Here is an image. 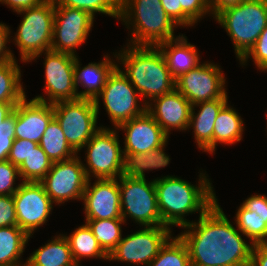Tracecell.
<instances>
[{
  "instance_id": "6da1fadb",
  "label": "cell",
  "mask_w": 267,
  "mask_h": 266,
  "mask_svg": "<svg viewBox=\"0 0 267 266\" xmlns=\"http://www.w3.org/2000/svg\"><path fill=\"white\" fill-rule=\"evenodd\" d=\"M178 235L186 244L191 266H250L253 244H247L230 223L217 201L198 223Z\"/></svg>"
},
{
  "instance_id": "7a4b0ae2",
  "label": "cell",
  "mask_w": 267,
  "mask_h": 266,
  "mask_svg": "<svg viewBox=\"0 0 267 266\" xmlns=\"http://www.w3.org/2000/svg\"><path fill=\"white\" fill-rule=\"evenodd\" d=\"M158 210L164 226L184 227L188 222L184 215L200 211L203 215L216 201L211 183L200 175L199 186L174 176L155 179Z\"/></svg>"
},
{
  "instance_id": "3957f363",
  "label": "cell",
  "mask_w": 267,
  "mask_h": 266,
  "mask_svg": "<svg viewBox=\"0 0 267 266\" xmlns=\"http://www.w3.org/2000/svg\"><path fill=\"white\" fill-rule=\"evenodd\" d=\"M125 66L122 73L140 94L155 99L175 89V79L167 67L165 58L157 46H132L118 54ZM150 97V98H149Z\"/></svg>"
},
{
  "instance_id": "277c9868",
  "label": "cell",
  "mask_w": 267,
  "mask_h": 266,
  "mask_svg": "<svg viewBox=\"0 0 267 266\" xmlns=\"http://www.w3.org/2000/svg\"><path fill=\"white\" fill-rule=\"evenodd\" d=\"M132 16L134 20L131 21ZM119 18L125 24L134 22L131 38L134 46H157L175 39L176 24L167 15L160 0H121Z\"/></svg>"
},
{
  "instance_id": "5b68a950",
  "label": "cell",
  "mask_w": 267,
  "mask_h": 266,
  "mask_svg": "<svg viewBox=\"0 0 267 266\" xmlns=\"http://www.w3.org/2000/svg\"><path fill=\"white\" fill-rule=\"evenodd\" d=\"M231 37L239 60L267 27V0H243L214 17Z\"/></svg>"
},
{
  "instance_id": "8992f818",
  "label": "cell",
  "mask_w": 267,
  "mask_h": 266,
  "mask_svg": "<svg viewBox=\"0 0 267 266\" xmlns=\"http://www.w3.org/2000/svg\"><path fill=\"white\" fill-rule=\"evenodd\" d=\"M17 13L25 14L13 40L20 49L22 61L29 62L42 52L51 50L55 1L45 0L36 7Z\"/></svg>"
},
{
  "instance_id": "52a82bcc",
  "label": "cell",
  "mask_w": 267,
  "mask_h": 266,
  "mask_svg": "<svg viewBox=\"0 0 267 266\" xmlns=\"http://www.w3.org/2000/svg\"><path fill=\"white\" fill-rule=\"evenodd\" d=\"M122 219L127 215L145 227L164 226L158 210L154 180L119 177Z\"/></svg>"
},
{
  "instance_id": "ba28073f",
  "label": "cell",
  "mask_w": 267,
  "mask_h": 266,
  "mask_svg": "<svg viewBox=\"0 0 267 266\" xmlns=\"http://www.w3.org/2000/svg\"><path fill=\"white\" fill-rule=\"evenodd\" d=\"M54 118L60 124L68 144L78 153L96 129L98 113L92 99L79 98L52 104Z\"/></svg>"
},
{
  "instance_id": "9c48e42d",
  "label": "cell",
  "mask_w": 267,
  "mask_h": 266,
  "mask_svg": "<svg viewBox=\"0 0 267 266\" xmlns=\"http://www.w3.org/2000/svg\"><path fill=\"white\" fill-rule=\"evenodd\" d=\"M138 91L129 79L117 66L107 78L102 92L93 100L97 113H99V97L104 101L111 121L118 127L121 123L129 121L146 111V105L138 106Z\"/></svg>"
},
{
  "instance_id": "30bf717a",
  "label": "cell",
  "mask_w": 267,
  "mask_h": 266,
  "mask_svg": "<svg viewBox=\"0 0 267 266\" xmlns=\"http://www.w3.org/2000/svg\"><path fill=\"white\" fill-rule=\"evenodd\" d=\"M117 136L114 130L100 128L84 145L88 146L89 170L84 166L88 180L91 179L90 172L97 179H116L123 175L125 156Z\"/></svg>"
},
{
  "instance_id": "8fae6325",
  "label": "cell",
  "mask_w": 267,
  "mask_h": 266,
  "mask_svg": "<svg viewBox=\"0 0 267 266\" xmlns=\"http://www.w3.org/2000/svg\"><path fill=\"white\" fill-rule=\"evenodd\" d=\"M78 158L75 155L64 161L53 162L46 176L40 181L53 203L83 199L88 178L85 165Z\"/></svg>"
},
{
  "instance_id": "7c38bea8",
  "label": "cell",
  "mask_w": 267,
  "mask_h": 266,
  "mask_svg": "<svg viewBox=\"0 0 267 266\" xmlns=\"http://www.w3.org/2000/svg\"><path fill=\"white\" fill-rule=\"evenodd\" d=\"M93 20L94 17L87 11L60 6L55 2L51 50L76 56L74 49L86 41Z\"/></svg>"
},
{
  "instance_id": "4fadbf2b",
  "label": "cell",
  "mask_w": 267,
  "mask_h": 266,
  "mask_svg": "<svg viewBox=\"0 0 267 266\" xmlns=\"http://www.w3.org/2000/svg\"><path fill=\"white\" fill-rule=\"evenodd\" d=\"M167 226L145 227L136 233L122 238L110 253L109 260L149 264L159 253L165 243L171 239Z\"/></svg>"
},
{
  "instance_id": "5bb4252c",
  "label": "cell",
  "mask_w": 267,
  "mask_h": 266,
  "mask_svg": "<svg viewBox=\"0 0 267 266\" xmlns=\"http://www.w3.org/2000/svg\"><path fill=\"white\" fill-rule=\"evenodd\" d=\"M224 84L220 68L206 62L175 79V89L192 105L223 97L226 94Z\"/></svg>"
},
{
  "instance_id": "9a60e30c",
  "label": "cell",
  "mask_w": 267,
  "mask_h": 266,
  "mask_svg": "<svg viewBox=\"0 0 267 266\" xmlns=\"http://www.w3.org/2000/svg\"><path fill=\"white\" fill-rule=\"evenodd\" d=\"M13 200L17 226L28 236L47 221L52 210L53 202L40 182L22 181Z\"/></svg>"
},
{
  "instance_id": "2e32d148",
  "label": "cell",
  "mask_w": 267,
  "mask_h": 266,
  "mask_svg": "<svg viewBox=\"0 0 267 266\" xmlns=\"http://www.w3.org/2000/svg\"><path fill=\"white\" fill-rule=\"evenodd\" d=\"M45 90L49 104L79 99L75 87L74 55L48 50L45 52Z\"/></svg>"
},
{
  "instance_id": "e0dca14e",
  "label": "cell",
  "mask_w": 267,
  "mask_h": 266,
  "mask_svg": "<svg viewBox=\"0 0 267 266\" xmlns=\"http://www.w3.org/2000/svg\"><path fill=\"white\" fill-rule=\"evenodd\" d=\"M89 182L83 193L86 220L122 219L117 179H97L93 186Z\"/></svg>"
},
{
  "instance_id": "ac0fdd59",
  "label": "cell",
  "mask_w": 267,
  "mask_h": 266,
  "mask_svg": "<svg viewBox=\"0 0 267 266\" xmlns=\"http://www.w3.org/2000/svg\"><path fill=\"white\" fill-rule=\"evenodd\" d=\"M54 118L52 104L42 96L27 102L26 96L16 105L15 139L40 143L48 124Z\"/></svg>"
},
{
  "instance_id": "d6986e66",
  "label": "cell",
  "mask_w": 267,
  "mask_h": 266,
  "mask_svg": "<svg viewBox=\"0 0 267 266\" xmlns=\"http://www.w3.org/2000/svg\"><path fill=\"white\" fill-rule=\"evenodd\" d=\"M118 128L126 132L123 153H146L167 143L168 135L147 111Z\"/></svg>"
},
{
  "instance_id": "ffe728a7",
  "label": "cell",
  "mask_w": 267,
  "mask_h": 266,
  "mask_svg": "<svg viewBox=\"0 0 267 266\" xmlns=\"http://www.w3.org/2000/svg\"><path fill=\"white\" fill-rule=\"evenodd\" d=\"M152 103L145 102L146 111L156 123L169 135L171 128L186 130L189 126L192 104L176 89L168 94L153 99Z\"/></svg>"
},
{
  "instance_id": "44dd1931",
  "label": "cell",
  "mask_w": 267,
  "mask_h": 266,
  "mask_svg": "<svg viewBox=\"0 0 267 266\" xmlns=\"http://www.w3.org/2000/svg\"><path fill=\"white\" fill-rule=\"evenodd\" d=\"M236 226L252 244H267V196L253 195L246 199L236 214Z\"/></svg>"
},
{
  "instance_id": "7402d4cb",
  "label": "cell",
  "mask_w": 267,
  "mask_h": 266,
  "mask_svg": "<svg viewBox=\"0 0 267 266\" xmlns=\"http://www.w3.org/2000/svg\"><path fill=\"white\" fill-rule=\"evenodd\" d=\"M227 93L210 101H203L192 105L189 127H193L198 147L205 152L213 153V131L218 112L228 103ZM200 106L199 113L193 111L195 106ZM195 113V114H194Z\"/></svg>"
},
{
  "instance_id": "603a6c76",
  "label": "cell",
  "mask_w": 267,
  "mask_h": 266,
  "mask_svg": "<svg viewBox=\"0 0 267 266\" xmlns=\"http://www.w3.org/2000/svg\"><path fill=\"white\" fill-rule=\"evenodd\" d=\"M79 65V60L76 56L74 64L75 87L77 90L78 83H80L86 88L84 91L78 93V97L92 100L102 92L107 78L118 66L109 60L106 55L102 62L98 64L89 63L82 70Z\"/></svg>"
},
{
  "instance_id": "cb8c5ba5",
  "label": "cell",
  "mask_w": 267,
  "mask_h": 266,
  "mask_svg": "<svg viewBox=\"0 0 267 266\" xmlns=\"http://www.w3.org/2000/svg\"><path fill=\"white\" fill-rule=\"evenodd\" d=\"M157 47L163 54L167 67L174 79L199 64L200 58L196 47L188 43L183 35H179L173 40L160 43Z\"/></svg>"
},
{
  "instance_id": "d4e9b609",
  "label": "cell",
  "mask_w": 267,
  "mask_h": 266,
  "mask_svg": "<svg viewBox=\"0 0 267 266\" xmlns=\"http://www.w3.org/2000/svg\"><path fill=\"white\" fill-rule=\"evenodd\" d=\"M25 266H79L73 259L65 236L55 237L50 243L37 249L27 259Z\"/></svg>"
},
{
  "instance_id": "484cf974",
  "label": "cell",
  "mask_w": 267,
  "mask_h": 266,
  "mask_svg": "<svg viewBox=\"0 0 267 266\" xmlns=\"http://www.w3.org/2000/svg\"><path fill=\"white\" fill-rule=\"evenodd\" d=\"M243 120L238 113L226 103L218 115L213 131V151L217 143L233 144L242 139Z\"/></svg>"
},
{
  "instance_id": "4316f807",
  "label": "cell",
  "mask_w": 267,
  "mask_h": 266,
  "mask_svg": "<svg viewBox=\"0 0 267 266\" xmlns=\"http://www.w3.org/2000/svg\"><path fill=\"white\" fill-rule=\"evenodd\" d=\"M30 239L18 226L0 228V266H19L18 259ZM26 263L20 265L25 266Z\"/></svg>"
},
{
  "instance_id": "83f0119b",
  "label": "cell",
  "mask_w": 267,
  "mask_h": 266,
  "mask_svg": "<svg viewBox=\"0 0 267 266\" xmlns=\"http://www.w3.org/2000/svg\"><path fill=\"white\" fill-rule=\"evenodd\" d=\"M164 146L146 153H124L123 175L133 178H145V170L165 167L170 158L164 153Z\"/></svg>"
},
{
  "instance_id": "f1b7e54d",
  "label": "cell",
  "mask_w": 267,
  "mask_h": 266,
  "mask_svg": "<svg viewBox=\"0 0 267 266\" xmlns=\"http://www.w3.org/2000/svg\"><path fill=\"white\" fill-rule=\"evenodd\" d=\"M39 145L52 162L64 161L77 155V152L68 144L55 118L48 124Z\"/></svg>"
},
{
  "instance_id": "f546056e",
  "label": "cell",
  "mask_w": 267,
  "mask_h": 266,
  "mask_svg": "<svg viewBox=\"0 0 267 266\" xmlns=\"http://www.w3.org/2000/svg\"><path fill=\"white\" fill-rule=\"evenodd\" d=\"M65 237L69 242L73 259L77 265L82 257H98L106 260L109 259V255L97 242L87 223L76 228L71 235Z\"/></svg>"
},
{
  "instance_id": "4dcf8cb0",
  "label": "cell",
  "mask_w": 267,
  "mask_h": 266,
  "mask_svg": "<svg viewBox=\"0 0 267 266\" xmlns=\"http://www.w3.org/2000/svg\"><path fill=\"white\" fill-rule=\"evenodd\" d=\"M15 59L0 64V103L18 104L26 95Z\"/></svg>"
},
{
  "instance_id": "1f68e13d",
  "label": "cell",
  "mask_w": 267,
  "mask_h": 266,
  "mask_svg": "<svg viewBox=\"0 0 267 266\" xmlns=\"http://www.w3.org/2000/svg\"><path fill=\"white\" fill-rule=\"evenodd\" d=\"M123 219L86 220L102 249L110 255L122 239L121 224Z\"/></svg>"
},
{
  "instance_id": "d6a6232c",
  "label": "cell",
  "mask_w": 267,
  "mask_h": 266,
  "mask_svg": "<svg viewBox=\"0 0 267 266\" xmlns=\"http://www.w3.org/2000/svg\"><path fill=\"white\" fill-rule=\"evenodd\" d=\"M148 266H191L189 251L179 236L171 238Z\"/></svg>"
},
{
  "instance_id": "836d02e7",
  "label": "cell",
  "mask_w": 267,
  "mask_h": 266,
  "mask_svg": "<svg viewBox=\"0 0 267 266\" xmlns=\"http://www.w3.org/2000/svg\"><path fill=\"white\" fill-rule=\"evenodd\" d=\"M53 162L38 144L18 167L23 181L40 182L52 167Z\"/></svg>"
},
{
  "instance_id": "e575fe53",
  "label": "cell",
  "mask_w": 267,
  "mask_h": 266,
  "mask_svg": "<svg viewBox=\"0 0 267 266\" xmlns=\"http://www.w3.org/2000/svg\"><path fill=\"white\" fill-rule=\"evenodd\" d=\"M60 6H67L89 12L93 17L95 12L119 18L121 0H54Z\"/></svg>"
},
{
  "instance_id": "d590c367",
  "label": "cell",
  "mask_w": 267,
  "mask_h": 266,
  "mask_svg": "<svg viewBox=\"0 0 267 266\" xmlns=\"http://www.w3.org/2000/svg\"><path fill=\"white\" fill-rule=\"evenodd\" d=\"M182 8V26L193 25L210 11L208 0H180Z\"/></svg>"
},
{
  "instance_id": "8d00e7d4",
  "label": "cell",
  "mask_w": 267,
  "mask_h": 266,
  "mask_svg": "<svg viewBox=\"0 0 267 266\" xmlns=\"http://www.w3.org/2000/svg\"><path fill=\"white\" fill-rule=\"evenodd\" d=\"M16 106L13 113L0 125V161L8 159L13 140L15 139Z\"/></svg>"
},
{
  "instance_id": "74e56055",
  "label": "cell",
  "mask_w": 267,
  "mask_h": 266,
  "mask_svg": "<svg viewBox=\"0 0 267 266\" xmlns=\"http://www.w3.org/2000/svg\"><path fill=\"white\" fill-rule=\"evenodd\" d=\"M17 175L20 177L17 166L8 160L0 161V196L15 194L19 188V185L13 187Z\"/></svg>"
},
{
  "instance_id": "f35d334b",
  "label": "cell",
  "mask_w": 267,
  "mask_h": 266,
  "mask_svg": "<svg viewBox=\"0 0 267 266\" xmlns=\"http://www.w3.org/2000/svg\"><path fill=\"white\" fill-rule=\"evenodd\" d=\"M249 56H252L259 69L267 71V27L259 35L251 49L240 59V62L244 64L250 58Z\"/></svg>"
},
{
  "instance_id": "ab89813d",
  "label": "cell",
  "mask_w": 267,
  "mask_h": 266,
  "mask_svg": "<svg viewBox=\"0 0 267 266\" xmlns=\"http://www.w3.org/2000/svg\"><path fill=\"white\" fill-rule=\"evenodd\" d=\"M37 145L34 141L14 139L7 160L19 167Z\"/></svg>"
},
{
  "instance_id": "60d3db41",
  "label": "cell",
  "mask_w": 267,
  "mask_h": 266,
  "mask_svg": "<svg viewBox=\"0 0 267 266\" xmlns=\"http://www.w3.org/2000/svg\"><path fill=\"white\" fill-rule=\"evenodd\" d=\"M17 226L13 195L0 196V228Z\"/></svg>"
},
{
  "instance_id": "b9f144b4",
  "label": "cell",
  "mask_w": 267,
  "mask_h": 266,
  "mask_svg": "<svg viewBox=\"0 0 267 266\" xmlns=\"http://www.w3.org/2000/svg\"><path fill=\"white\" fill-rule=\"evenodd\" d=\"M170 19L176 24L182 25V8L180 0H160Z\"/></svg>"
},
{
  "instance_id": "7bdbcfd3",
  "label": "cell",
  "mask_w": 267,
  "mask_h": 266,
  "mask_svg": "<svg viewBox=\"0 0 267 266\" xmlns=\"http://www.w3.org/2000/svg\"><path fill=\"white\" fill-rule=\"evenodd\" d=\"M9 33L10 29L5 24L0 23V64L15 59L11 51L6 49Z\"/></svg>"
},
{
  "instance_id": "ee69618b",
  "label": "cell",
  "mask_w": 267,
  "mask_h": 266,
  "mask_svg": "<svg viewBox=\"0 0 267 266\" xmlns=\"http://www.w3.org/2000/svg\"><path fill=\"white\" fill-rule=\"evenodd\" d=\"M250 266H267V244H254Z\"/></svg>"
},
{
  "instance_id": "f6af8a7d",
  "label": "cell",
  "mask_w": 267,
  "mask_h": 266,
  "mask_svg": "<svg viewBox=\"0 0 267 266\" xmlns=\"http://www.w3.org/2000/svg\"><path fill=\"white\" fill-rule=\"evenodd\" d=\"M44 1L45 0H0V2L7 4L16 12L36 7Z\"/></svg>"
},
{
  "instance_id": "bcb514c9",
  "label": "cell",
  "mask_w": 267,
  "mask_h": 266,
  "mask_svg": "<svg viewBox=\"0 0 267 266\" xmlns=\"http://www.w3.org/2000/svg\"><path fill=\"white\" fill-rule=\"evenodd\" d=\"M243 0H208V5L210 8V11H212V14L214 17L221 12L222 10L236 6L240 4Z\"/></svg>"
},
{
  "instance_id": "7dc6e473",
  "label": "cell",
  "mask_w": 267,
  "mask_h": 266,
  "mask_svg": "<svg viewBox=\"0 0 267 266\" xmlns=\"http://www.w3.org/2000/svg\"><path fill=\"white\" fill-rule=\"evenodd\" d=\"M17 104L0 103V125L9 117Z\"/></svg>"
}]
</instances>
